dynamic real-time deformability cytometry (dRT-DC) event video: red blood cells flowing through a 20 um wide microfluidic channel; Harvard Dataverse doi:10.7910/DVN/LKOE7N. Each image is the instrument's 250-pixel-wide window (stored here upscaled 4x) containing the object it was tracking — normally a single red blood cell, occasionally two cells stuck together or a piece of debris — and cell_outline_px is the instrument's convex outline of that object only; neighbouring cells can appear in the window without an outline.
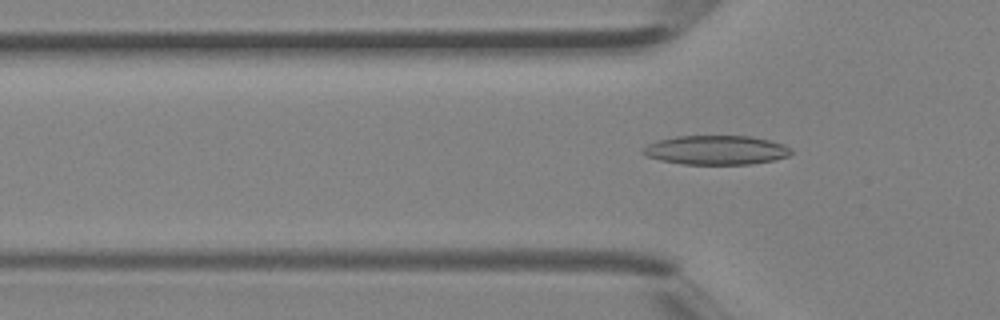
{"species": "Egyptian fruit bat (a non-hibernating species)", "species_latin": "Rousettus aegyptiacus", "temperature_condition": "room temperature", "stored_images_in_passage": 5, "camera_frame_rate_fps": 3000, "um_per_image_px": 0.085, "animal": {"sex": "female"}, "frame": {"image": 1, "passage_image": 5, "time_ms": 1.333, "image_size_px": [1000, 320], "cell_outline_px": [[792, 152], [788, 156], [776, 160], [752, 164], [684, 164], [660, 160], [648, 156], [640, 152], [648, 144], [660, 140], [676, 136], [752, 136], [784, 144], [792, 148]], "centroid_in_image_um": [60.92, 12.76], "position_along_channel_um": 64.9, "area_um2": 25.2}}